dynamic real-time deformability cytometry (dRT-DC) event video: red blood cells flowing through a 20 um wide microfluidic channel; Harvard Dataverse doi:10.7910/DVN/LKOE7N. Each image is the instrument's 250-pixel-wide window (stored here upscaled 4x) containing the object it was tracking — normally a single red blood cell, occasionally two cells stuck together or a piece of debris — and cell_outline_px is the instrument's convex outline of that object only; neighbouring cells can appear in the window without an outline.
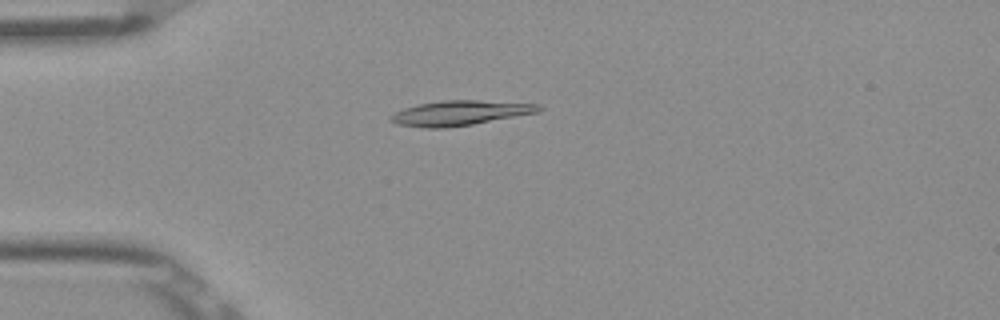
{"species": "Egyptian fruit bat (a non-hibernating species)", "species_latin": "Rousettus aegyptiacus", "temperature_condition": "room temperature", "stored_images_in_passage": 45, "camera_frame_rate_fps": 3000, "um_per_image_px": 0.085, "frame": {"image": 1, "passage_image": 7, "time_ms": 2.0, "image_size_px": [1000, 320], "cell_outline_px": [[544, 108], [540, 112], [472, 124], [444, 128], [424, 128], [396, 124], [388, 120], [388, 116], [404, 108], [420, 104], [440, 100], [480, 100], [540, 104]], "centroid_in_image_um": [39.1, 9.6], "position_along_channel_um": 45.9, "area_um2": 21.56}}
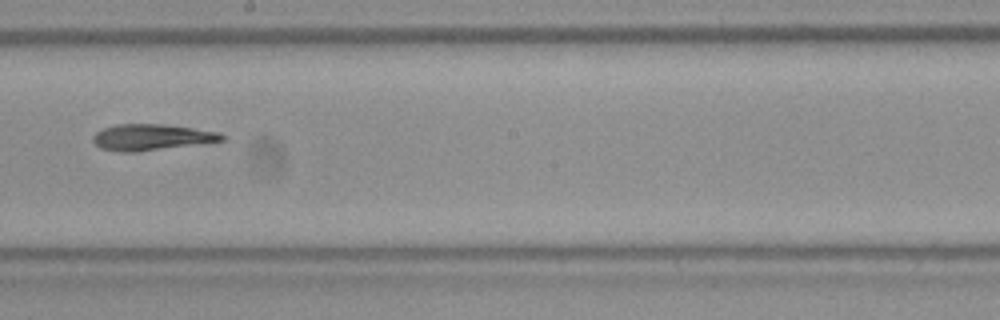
{"frame": {"image": 2, "passage_image": 23, "time_ms": 7.333, "image_size_px": [1000, 320], "cell_outline_px": [[228, 136], [224, 140], [208, 144], [136, 152], [120, 152], [100, 148], [92, 140], [92, 136], [96, 132], [104, 128], [116, 124], [160, 124], [192, 128], [220, 132]], "centroid_in_image_um": [12.95, 11.68], "position_along_channel_um": 235.2, "area_um2": 20.06}}
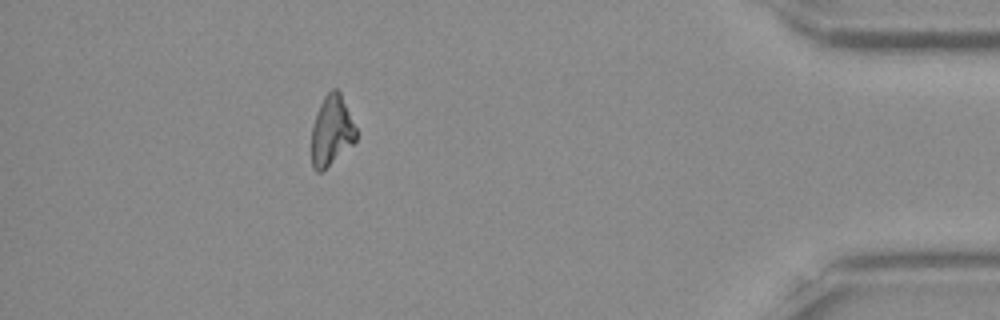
{"frame": {"image": 3, "passage_image": 40, "time_ms": 13.0, "image_size_px": [1000, 320], "cell_outline_px": [[356, 140], [352, 144], [320, 172], [316, 172], [312, 168], [312, 128], [316, 112], [324, 96], [332, 88], [336, 88], [340, 92], [356, 128]], "centroid_in_image_um": [28.16, 11.08], "position_along_channel_um": 407.0, "area_um2": 17.86}}